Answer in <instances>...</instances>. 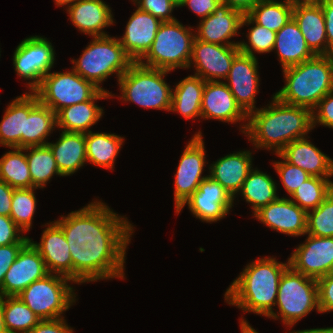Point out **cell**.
<instances>
[{"label": "cell", "mask_w": 333, "mask_h": 333, "mask_svg": "<svg viewBox=\"0 0 333 333\" xmlns=\"http://www.w3.org/2000/svg\"><path fill=\"white\" fill-rule=\"evenodd\" d=\"M277 183L274 179L263 171L253 168L237 193L250 203L252 213L257 212L261 207L274 202L279 198L277 194Z\"/></svg>", "instance_id": "obj_33"}, {"label": "cell", "mask_w": 333, "mask_h": 333, "mask_svg": "<svg viewBox=\"0 0 333 333\" xmlns=\"http://www.w3.org/2000/svg\"><path fill=\"white\" fill-rule=\"evenodd\" d=\"M91 38L93 39L82 51V55L78 59L71 60L72 69L100 90L109 92L111 98H114V94L101 84L112 74H116L118 82L134 61L127 55L116 36Z\"/></svg>", "instance_id": "obj_5"}, {"label": "cell", "mask_w": 333, "mask_h": 333, "mask_svg": "<svg viewBox=\"0 0 333 333\" xmlns=\"http://www.w3.org/2000/svg\"><path fill=\"white\" fill-rule=\"evenodd\" d=\"M244 15L221 3L209 16L200 20L195 30V38L207 43L224 46L239 45L231 41L238 36Z\"/></svg>", "instance_id": "obj_20"}, {"label": "cell", "mask_w": 333, "mask_h": 333, "mask_svg": "<svg viewBox=\"0 0 333 333\" xmlns=\"http://www.w3.org/2000/svg\"><path fill=\"white\" fill-rule=\"evenodd\" d=\"M276 156L281 158V161L277 160L271 163L281 179L285 191L291 196L311 175L298 166L287 162L280 154H276Z\"/></svg>", "instance_id": "obj_43"}, {"label": "cell", "mask_w": 333, "mask_h": 333, "mask_svg": "<svg viewBox=\"0 0 333 333\" xmlns=\"http://www.w3.org/2000/svg\"><path fill=\"white\" fill-rule=\"evenodd\" d=\"M275 306L279 312L273 311L268 318L281 319L289 330L314 309L320 313L317 280L289 266L281 276Z\"/></svg>", "instance_id": "obj_8"}, {"label": "cell", "mask_w": 333, "mask_h": 333, "mask_svg": "<svg viewBox=\"0 0 333 333\" xmlns=\"http://www.w3.org/2000/svg\"><path fill=\"white\" fill-rule=\"evenodd\" d=\"M329 274L333 276V266Z\"/></svg>", "instance_id": "obj_61"}, {"label": "cell", "mask_w": 333, "mask_h": 333, "mask_svg": "<svg viewBox=\"0 0 333 333\" xmlns=\"http://www.w3.org/2000/svg\"><path fill=\"white\" fill-rule=\"evenodd\" d=\"M24 233L15 222L8 216H0V246L15 244V243H27L29 241L28 236H24Z\"/></svg>", "instance_id": "obj_46"}, {"label": "cell", "mask_w": 333, "mask_h": 333, "mask_svg": "<svg viewBox=\"0 0 333 333\" xmlns=\"http://www.w3.org/2000/svg\"><path fill=\"white\" fill-rule=\"evenodd\" d=\"M77 0H54L57 7L65 6L69 7L74 4Z\"/></svg>", "instance_id": "obj_57"}, {"label": "cell", "mask_w": 333, "mask_h": 333, "mask_svg": "<svg viewBox=\"0 0 333 333\" xmlns=\"http://www.w3.org/2000/svg\"><path fill=\"white\" fill-rule=\"evenodd\" d=\"M49 274L45 262L37 249L28 241L20 250L16 260L6 272L0 295L17 296L36 280Z\"/></svg>", "instance_id": "obj_17"}, {"label": "cell", "mask_w": 333, "mask_h": 333, "mask_svg": "<svg viewBox=\"0 0 333 333\" xmlns=\"http://www.w3.org/2000/svg\"><path fill=\"white\" fill-rule=\"evenodd\" d=\"M70 283L74 282L65 276L49 273L17 296L40 320L57 319L64 317V312L78 300Z\"/></svg>", "instance_id": "obj_9"}, {"label": "cell", "mask_w": 333, "mask_h": 333, "mask_svg": "<svg viewBox=\"0 0 333 333\" xmlns=\"http://www.w3.org/2000/svg\"><path fill=\"white\" fill-rule=\"evenodd\" d=\"M100 91L73 69L49 72L34 91L39 101L57 113L60 109L91 100Z\"/></svg>", "instance_id": "obj_10"}, {"label": "cell", "mask_w": 333, "mask_h": 333, "mask_svg": "<svg viewBox=\"0 0 333 333\" xmlns=\"http://www.w3.org/2000/svg\"><path fill=\"white\" fill-rule=\"evenodd\" d=\"M258 64L257 58L240 52L232 62L225 79L227 82H224L247 115L258 109L255 105L260 86Z\"/></svg>", "instance_id": "obj_16"}, {"label": "cell", "mask_w": 333, "mask_h": 333, "mask_svg": "<svg viewBox=\"0 0 333 333\" xmlns=\"http://www.w3.org/2000/svg\"><path fill=\"white\" fill-rule=\"evenodd\" d=\"M111 94L100 90L91 100L67 106L56 113L57 130L88 133L104 115V108L96 105L97 100L109 99Z\"/></svg>", "instance_id": "obj_28"}, {"label": "cell", "mask_w": 333, "mask_h": 333, "mask_svg": "<svg viewBox=\"0 0 333 333\" xmlns=\"http://www.w3.org/2000/svg\"><path fill=\"white\" fill-rule=\"evenodd\" d=\"M252 217L270 229L291 237L305 236L307 231V212L297 206L290 197L278 198L261 207Z\"/></svg>", "instance_id": "obj_19"}, {"label": "cell", "mask_w": 333, "mask_h": 333, "mask_svg": "<svg viewBox=\"0 0 333 333\" xmlns=\"http://www.w3.org/2000/svg\"><path fill=\"white\" fill-rule=\"evenodd\" d=\"M319 3L325 17L328 55H333V0H321Z\"/></svg>", "instance_id": "obj_51"}, {"label": "cell", "mask_w": 333, "mask_h": 333, "mask_svg": "<svg viewBox=\"0 0 333 333\" xmlns=\"http://www.w3.org/2000/svg\"><path fill=\"white\" fill-rule=\"evenodd\" d=\"M64 317L49 320H40L38 324L27 333H74Z\"/></svg>", "instance_id": "obj_49"}, {"label": "cell", "mask_w": 333, "mask_h": 333, "mask_svg": "<svg viewBox=\"0 0 333 333\" xmlns=\"http://www.w3.org/2000/svg\"><path fill=\"white\" fill-rule=\"evenodd\" d=\"M162 21L138 7L126 23L124 34L118 37L127 55L139 62L150 50Z\"/></svg>", "instance_id": "obj_22"}, {"label": "cell", "mask_w": 333, "mask_h": 333, "mask_svg": "<svg viewBox=\"0 0 333 333\" xmlns=\"http://www.w3.org/2000/svg\"><path fill=\"white\" fill-rule=\"evenodd\" d=\"M292 18L315 55H328L325 17L319 2L294 3Z\"/></svg>", "instance_id": "obj_25"}, {"label": "cell", "mask_w": 333, "mask_h": 333, "mask_svg": "<svg viewBox=\"0 0 333 333\" xmlns=\"http://www.w3.org/2000/svg\"><path fill=\"white\" fill-rule=\"evenodd\" d=\"M313 128L316 125L333 129V90L327 93L312 110Z\"/></svg>", "instance_id": "obj_45"}, {"label": "cell", "mask_w": 333, "mask_h": 333, "mask_svg": "<svg viewBox=\"0 0 333 333\" xmlns=\"http://www.w3.org/2000/svg\"><path fill=\"white\" fill-rule=\"evenodd\" d=\"M247 122L244 135L254 148L275 154L314 129L311 109L284 103L274 95L270 104L251 112Z\"/></svg>", "instance_id": "obj_2"}, {"label": "cell", "mask_w": 333, "mask_h": 333, "mask_svg": "<svg viewBox=\"0 0 333 333\" xmlns=\"http://www.w3.org/2000/svg\"><path fill=\"white\" fill-rule=\"evenodd\" d=\"M56 165L62 177L71 176L86 162V141L84 133L62 131L56 142H48Z\"/></svg>", "instance_id": "obj_29"}, {"label": "cell", "mask_w": 333, "mask_h": 333, "mask_svg": "<svg viewBox=\"0 0 333 333\" xmlns=\"http://www.w3.org/2000/svg\"><path fill=\"white\" fill-rule=\"evenodd\" d=\"M173 1L179 7L184 0H173Z\"/></svg>", "instance_id": "obj_59"}, {"label": "cell", "mask_w": 333, "mask_h": 333, "mask_svg": "<svg viewBox=\"0 0 333 333\" xmlns=\"http://www.w3.org/2000/svg\"><path fill=\"white\" fill-rule=\"evenodd\" d=\"M13 190L14 188L0 179V216L10 217Z\"/></svg>", "instance_id": "obj_52"}, {"label": "cell", "mask_w": 333, "mask_h": 333, "mask_svg": "<svg viewBox=\"0 0 333 333\" xmlns=\"http://www.w3.org/2000/svg\"><path fill=\"white\" fill-rule=\"evenodd\" d=\"M185 205H188L194 217L211 224L220 221L230 213L234 198L224 187L208 176L175 213L179 215Z\"/></svg>", "instance_id": "obj_15"}, {"label": "cell", "mask_w": 333, "mask_h": 333, "mask_svg": "<svg viewBox=\"0 0 333 333\" xmlns=\"http://www.w3.org/2000/svg\"><path fill=\"white\" fill-rule=\"evenodd\" d=\"M169 73L134 62L118 80L121 94L117 98L142 108L170 112L172 88L164 79Z\"/></svg>", "instance_id": "obj_6"}, {"label": "cell", "mask_w": 333, "mask_h": 333, "mask_svg": "<svg viewBox=\"0 0 333 333\" xmlns=\"http://www.w3.org/2000/svg\"><path fill=\"white\" fill-rule=\"evenodd\" d=\"M273 50H276L282 69L298 65L315 56L293 18L276 32Z\"/></svg>", "instance_id": "obj_30"}, {"label": "cell", "mask_w": 333, "mask_h": 333, "mask_svg": "<svg viewBox=\"0 0 333 333\" xmlns=\"http://www.w3.org/2000/svg\"><path fill=\"white\" fill-rule=\"evenodd\" d=\"M331 192V179L311 176L290 196L306 212L316 209Z\"/></svg>", "instance_id": "obj_40"}, {"label": "cell", "mask_w": 333, "mask_h": 333, "mask_svg": "<svg viewBox=\"0 0 333 333\" xmlns=\"http://www.w3.org/2000/svg\"><path fill=\"white\" fill-rule=\"evenodd\" d=\"M2 314L8 333H27L40 321L18 296L2 297Z\"/></svg>", "instance_id": "obj_38"}, {"label": "cell", "mask_w": 333, "mask_h": 333, "mask_svg": "<svg viewBox=\"0 0 333 333\" xmlns=\"http://www.w3.org/2000/svg\"><path fill=\"white\" fill-rule=\"evenodd\" d=\"M288 267V259L283 263L273 256L258 257L229 285L224 294L226 303L267 318L274 311L279 282Z\"/></svg>", "instance_id": "obj_3"}, {"label": "cell", "mask_w": 333, "mask_h": 333, "mask_svg": "<svg viewBox=\"0 0 333 333\" xmlns=\"http://www.w3.org/2000/svg\"><path fill=\"white\" fill-rule=\"evenodd\" d=\"M25 152L31 175V188L43 189L53 176H62L47 144L26 147Z\"/></svg>", "instance_id": "obj_35"}, {"label": "cell", "mask_w": 333, "mask_h": 333, "mask_svg": "<svg viewBox=\"0 0 333 333\" xmlns=\"http://www.w3.org/2000/svg\"><path fill=\"white\" fill-rule=\"evenodd\" d=\"M0 333H8L5 324H4V318L2 314V296L0 295Z\"/></svg>", "instance_id": "obj_56"}, {"label": "cell", "mask_w": 333, "mask_h": 333, "mask_svg": "<svg viewBox=\"0 0 333 333\" xmlns=\"http://www.w3.org/2000/svg\"><path fill=\"white\" fill-rule=\"evenodd\" d=\"M331 192L333 193V181H331Z\"/></svg>", "instance_id": "obj_60"}, {"label": "cell", "mask_w": 333, "mask_h": 333, "mask_svg": "<svg viewBox=\"0 0 333 333\" xmlns=\"http://www.w3.org/2000/svg\"><path fill=\"white\" fill-rule=\"evenodd\" d=\"M306 234L316 237H333V193L313 210L307 212Z\"/></svg>", "instance_id": "obj_42"}, {"label": "cell", "mask_w": 333, "mask_h": 333, "mask_svg": "<svg viewBox=\"0 0 333 333\" xmlns=\"http://www.w3.org/2000/svg\"><path fill=\"white\" fill-rule=\"evenodd\" d=\"M125 138L115 133L88 132L85 134L87 163L114 170L115 160Z\"/></svg>", "instance_id": "obj_32"}, {"label": "cell", "mask_w": 333, "mask_h": 333, "mask_svg": "<svg viewBox=\"0 0 333 333\" xmlns=\"http://www.w3.org/2000/svg\"><path fill=\"white\" fill-rule=\"evenodd\" d=\"M54 221L68 242L75 284L125 279L126 251L134 233L127 217L96 199Z\"/></svg>", "instance_id": "obj_1"}, {"label": "cell", "mask_w": 333, "mask_h": 333, "mask_svg": "<svg viewBox=\"0 0 333 333\" xmlns=\"http://www.w3.org/2000/svg\"><path fill=\"white\" fill-rule=\"evenodd\" d=\"M34 92H25L9 102L0 122V145L7 148H22L25 134V116L39 103Z\"/></svg>", "instance_id": "obj_27"}, {"label": "cell", "mask_w": 333, "mask_h": 333, "mask_svg": "<svg viewBox=\"0 0 333 333\" xmlns=\"http://www.w3.org/2000/svg\"><path fill=\"white\" fill-rule=\"evenodd\" d=\"M38 188L14 189L10 218L24 232L32 228V220L36 211L37 199L35 190Z\"/></svg>", "instance_id": "obj_41"}, {"label": "cell", "mask_w": 333, "mask_h": 333, "mask_svg": "<svg viewBox=\"0 0 333 333\" xmlns=\"http://www.w3.org/2000/svg\"><path fill=\"white\" fill-rule=\"evenodd\" d=\"M195 31L177 20L162 22L150 50L139 61L143 66L167 71L188 69Z\"/></svg>", "instance_id": "obj_7"}, {"label": "cell", "mask_w": 333, "mask_h": 333, "mask_svg": "<svg viewBox=\"0 0 333 333\" xmlns=\"http://www.w3.org/2000/svg\"><path fill=\"white\" fill-rule=\"evenodd\" d=\"M204 87L205 80L194 74L180 80L172 88L170 111L181 114L186 120L196 117L200 120Z\"/></svg>", "instance_id": "obj_31"}, {"label": "cell", "mask_w": 333, "mask_h": 333, "mask_svg": "<svg viewBox=\"0 0 333 333\" xmlns=\"http://www.w3.org/2000/svg\"><path fill=\"white\" fill-rule=\"evenodd\" d=\"M305 235L304 243L296 246L289 256V266L296 272L318 280L332 269L333 237Z\"/></svg>", "instance_id": "obj_14"}, {"label": "cell", "mask_w": 333, "mask_h": 333, "mask_svg": "<svg viewBox=\"0 0 333 333\" xmlns=\"http://www.w3.org/2000/svg\"><path fill=\"white\" fill-rule=\"evenodd\" d=\"M293 7L290 0H261L247 15L256 24L277 32L292 18Z\"/></svg>", "instance_id": "obj_36"}, {"label": "cell", "mask_w": 333, "mask_h": 333, "mask_svg": "<svg viewBox=\"0 0 333 333\" xmlns=\"http://www.w3.org/2000/svg\"><path fill=\"white\" fill-rule=\"evenodd\" d=\"M239 320H240V325L239 326H240V329H241V333H259L243 317Z\"/></svg>", "instance_id": "obj_55"}, {"label": "cell", "mask_w": 333, "mask_h": 333, "mask_svg": "<svg viewBox=\"0 0 333 333\" xmlns=\"http://www.w3.org/2000/svg\"><path fill=\"white\" fill-rule=\"evenodd\" d=\"M52 43L43 36H30L22 40L14 50L13 66L16 74L26 82L29 92H34L55 63Z\"/></svg>", "instance_id": "obj_11"}, {"label": "cell", "mask_w": 333, "mask_h": 333, "mask_svg": "<svg viewBox=\"0 0 333 333\" xmlns=\"http://www.w3.org/2000/svg\"><path fill=\"white\" fill-rule=\"evenodd\" d=\"M205 142L201 131L194 133L188 141L175 172L174 205L175 212L198 189L201 182L209 175H203L206 162Z\"/></svg>", "instance_id": "obj_12"}, {"label": "cell", "mask_w": 333, "mask_h": 333, "mask_svg": "<svg viewBox=\"0 0 333 333\" xmlns=\"http://www.w3.org/2000/svg\"><path fill=\"white\" fill-rule=\"evenodd\" d=\"M10 150L0 158V179L14 189L31 188L25 148H10Z\"/></svg>", "instance_id": "obj_37"}, {"label": "cell", "mask_w": 333, "mask_h": 333, "mask_svg": "<svg viewBox=\"0 0 333 333\" xmlns=\"http://www.w3.org/2000/svg\"><path fill=\"white\" fill-rule=\"evenodd\" d=\"M293 3H299V2H319L321 0H290Z\"/></svg>", "instance_id": "obj_58"}, {"label": "cell", "mask_w": 333, "mask_h": 333, "mask_svg": "<svg viewBox=\"0 0 333 333\" xmlns=\"http://www.w3.org/2000/svg\"><path fill=\"white\" fill-rule=\"evenodd\" d=\"M66 12L72 25L91 37L109 35L104 29L116 23L111 7L103 0H77Z\"/></svg>", "instance_id": "obj_23"}, {"label": "cell", "mask_w": 333, "mask_h": 333, "mask_svg": "<svg viewBox=\"0 0 333 333\" xmlns=\"http://www.w3.org/2000/svg\"><path fill=\"white\" fill-rule=\"evenodd\" d=\"M201 118L225 123H238L241 133L247 128L248 115L237 104L236 99L224 81H205L203 90Z\"/></svg>", "instance_id": "obj_18"}, {"label": "cell", "mask_w": 333, "mask_h": 333, "mask_svg": "<svg viewBox=\"0 0 333 333\" xmlns=\"http://www.w3.org/2000/svg\"><path fill=\"white\" fill-rule=\"evenodd\" d=\"M43 226L47 227L42 232L40 242L31 238L29 241L42 256L49 273L72 280V258L62 228L55 221Z\"/></svg>", "instance_id": "obj_21"}, {"label": "cell", "mask_w": 333, "mask_h": 333, "mask_svg": "<svg viewBox=\"0 0 333 333\" xmlns=\"http://www.w3.org/2000/svg\"><path fill=\"white\" fill-rule=\"evenodd\" d=\"M56 127V113L39 102L25 116V134H22V148L46 145Z\"/></svg>", "instance_id": "obj_34"}, {"label": "cell", "mask_w": 333, "mask_h": 333, "mask_svg": "<svg viewBox=\"0 0 333 333\" xmlns=\"http://www.w3.org/2000/svg\"><path fill=\"white\" fill-rule=\"evenodd\" d=\"M140 10L150 13L162 22L177 20L172 12L179 8L173 0H131Z\"/></svg>", "instance_id": "obj_44"}, {"label": "cell", "mask_w": 333, "mask_h": 333, "mask_svg": "<svg viewBox=\"0 0 333 333\" xmlns=\"http://www.w3.org/2000/svg\"><path fill=\"white\" fill-rule=\"evenodd\" d=\"M239 53V45L224 46L195 38L188 69L195 68L194 75L205 81H223Z\"/></svg>", "instance_id": "obj_13"}, {"label": "cell", "mask_w": 333, "mask_h": 333, "mask_svg": "<svg viewBox=\"0 0 333 333\" xmlns=\"http://www.w3.org/2000/svg\"><path fill=\"white\" fill-rule=\"evenodd\" d=\"M249 25H252V27L248 29V34H246L248 42L240 41V52L255 58H257L255 53L272 52L276 40V32L256 24L248 15H244L241 27Z\"/></svg>", "instance_id": "obj_39"}, {"label": "cell", "mask_w": 333, "mask_h": 333, "mask_svg": "<svg viewBox=\"0 0 333 333\" xmlns=\"http://www.w3.org/2000/svg\"><path fill=\"white\" fill-rule=\"evenodd\" d=\"M282 73L285 85L273 95L284 103L313 110L333 90V55H315Z\"/></svg>", "instance_id": "obj_4"}, {"label": "cell", "mask_w": 333, "mask_h": 333, "mask_svg": "<svg viewBox=\"0 0 333 333\" xmlns=\"http://www.w3.org/2000/svg\"><path fill=\"white\" fill-rule=\"evenodd\" d=\"M221 0H184L179 8L188 6L200 19L212 14L221 4Z\"/></svg>", "instance_id": "obj_50"}, {"label": "cell", "mask_w": 333, "mask_h": 333, "mask_svg": "<svg viewBox=\"0 0 333 333\" xmlns=\"http://www.w3.org/2000/svg\"><path fill=\"white\" fill-rule=\"evenodd\" d=\"M288 333H333V327H326V328H312V329H305V330H293L289 331Z\"/></svg>", "instance_id": "obj_54"}, {"label": "cell", "mask_w": 333, "mask_h": 333, "mask_svg": "<svg viewBox=\"0 0 333 333\" xmlns=\"http://www.w3.org/2000/svg\"><path fill=\"white\" fill-rule=\"evenodd\" d=\"M261 0H221V2L233 10L247 15Z\"/></svg>", "instance_id": "obj_53"}, {"label": "cell", "mask_w": 333, "mask_h": 333, "mask_svg": "<svg viewBox=\"0 0 333 333\" xmlns=\"http://www.w3.org/2000/svg\"><path fill=\"white\" fill-rule=\"evenodd\" d=\"M25 244L26 243H15L0 246V289L6 272L16 260L18 253Z\"/></svg>", "instance_id": "obj_48"}, {"label": "cell", "mask_w": 333, "mask_h": 333, "mask_svg": "<svg viewBox=\"0 0 333 333\" xmlns=\"http://www.w3.org/2000/svg\"><path fill=\"white\" fill-rule=\"evenodd\" d=\"M309 138L307 136L290 142L279 154L311 176L333 177V159L312 144Z\"/></svg>", "instance_id": "obj_26"}, {"label": "cell", "mask_w": 333, "mask_h": 333, "mask_svg": "<svg viewBox=\"0 0 333 333\" xmlns=\"http://www.w3.org/2000/svg\"><path fill=\"white\" fill-rule=\"evenodd\" d=\"M320 313L333 312V276L328 274L317 280Z\"/></svg>", "instance_id": "obj_47"}, {"label": "cell", "mask_w": 333, "mask_h": 333, "mask_svg": "<svg viewBox=\"0 0 333 333\" xmlns=\"http://www.w3.org/2000/svg\"><path fill=\"white\" fill-rule=\"evenodd\" d=\"M252 153L250 150H240L227 154L208 166L209 176L224 187L234 200L253 169Z\"/></svg>", "instance_id": "obj_24"}]
</instances>
